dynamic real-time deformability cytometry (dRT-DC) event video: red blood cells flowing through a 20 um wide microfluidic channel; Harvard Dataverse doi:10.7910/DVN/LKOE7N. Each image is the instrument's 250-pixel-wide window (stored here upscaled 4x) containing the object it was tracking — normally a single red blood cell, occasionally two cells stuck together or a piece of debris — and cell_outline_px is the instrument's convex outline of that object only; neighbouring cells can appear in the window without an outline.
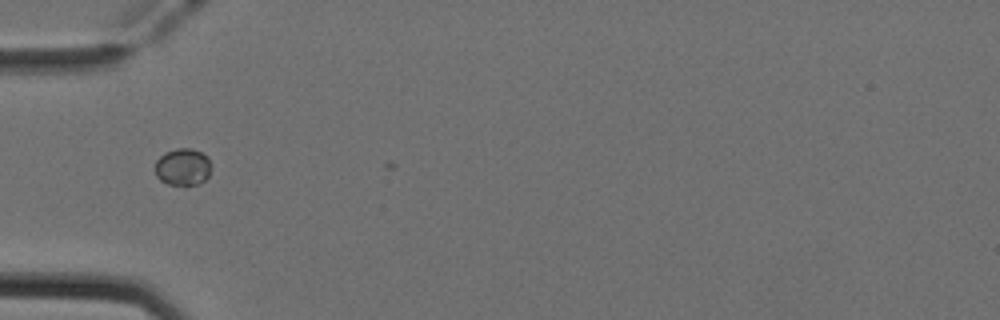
{"species": "Egyptian fruit bat (a non-hibernating species)", "species_latin": "Rousettus aegyptiacus", "temperature_condition": "cold", "stored_images_in_passage": 4, "camera_frame_rate_fps": 3000, "um_per_image_px": 0.085, "animal": {"sex": "female"}, "frame": {"image": 1, "passage_image": 2, "time_ms": 0.333, "image_size_px": [1000, 320], "cell_outline_px": [[212, 168], [208, 176], [204, 180], [196, 184], [168, 184], [160, 180], [156, 176], [156, 160], [164, 152], [176, 148], [192, 148], [208, 156], [212, 164]], "centroid_in_image_um": [15.56, 14.16], "position_along_channel_um": 69.4, "area_um2": 12.2}}